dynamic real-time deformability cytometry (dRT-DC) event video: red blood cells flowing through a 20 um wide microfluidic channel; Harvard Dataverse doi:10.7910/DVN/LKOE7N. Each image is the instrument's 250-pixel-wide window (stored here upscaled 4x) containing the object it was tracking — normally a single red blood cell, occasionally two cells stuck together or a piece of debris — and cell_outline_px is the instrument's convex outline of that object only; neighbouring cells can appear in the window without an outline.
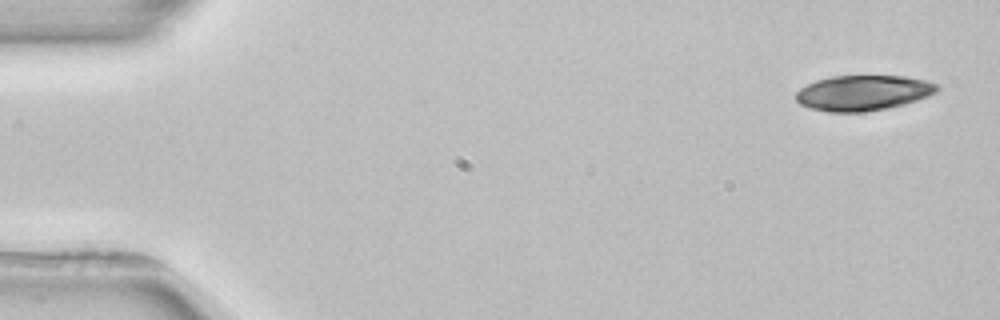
{"species": "common noctule bat (a hibernating species)", "species_latin": "Nyctalus noctula", "temperature_condition": "room temperature", "stored_images_in_passage": 4, "camera_frame_rate_fps": 3000, "um_per_image_px": 0.085, "animal": {"sex": "female", "body_mass_g": 22.7, "forearm_length_mm": 54.2}, "frame": {"image": 1, "passage_image": 1, "time_ms": 0.0, "image_size_px": [1000, 320], "cell_outline_px": [[940, 88], [936, 92], [928, 96], [904, 104], [888, 108], [864, 112], [828, 112], [812, 108], [800, 104], [796, 100], [796, 92], [800, 88], [816, 80], [832, 76], [904, 76], [924, 80], [940, 84]], "centroid_in_image_um": [73.38, 7.89], "position_along_channel_um": 11.6, "area_um2": 29.07}}
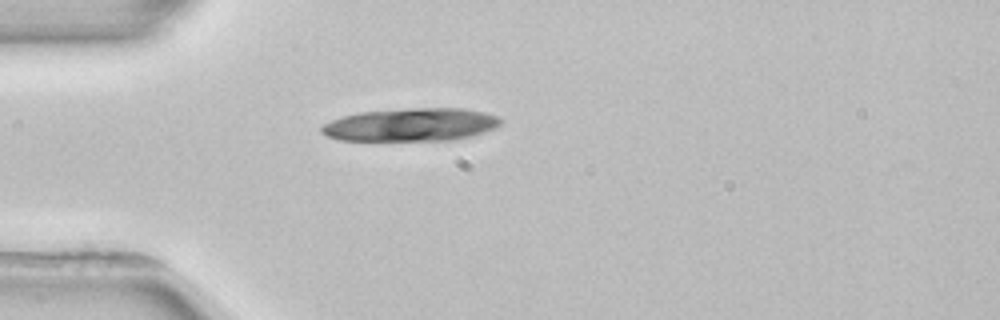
{"frame": {"image": 2, "passage_image": 4, "time_ms": 4.0, "image_size_px": [1000, 320], "cell_outline_px": [[504, 120], [496, 128], [472, 136], [456, 140], [340, 140], [328, 136], [320, 132], [320, 128], [324, 124], [332, 120], [344, 116], [360, 112], [408, 108], [464, 108], [484, 112], [496, 116]], "centroid_in_image_um": [34.98, 10.6], "position_along_channel_um": 50.0, "area_um2": 34.51}}